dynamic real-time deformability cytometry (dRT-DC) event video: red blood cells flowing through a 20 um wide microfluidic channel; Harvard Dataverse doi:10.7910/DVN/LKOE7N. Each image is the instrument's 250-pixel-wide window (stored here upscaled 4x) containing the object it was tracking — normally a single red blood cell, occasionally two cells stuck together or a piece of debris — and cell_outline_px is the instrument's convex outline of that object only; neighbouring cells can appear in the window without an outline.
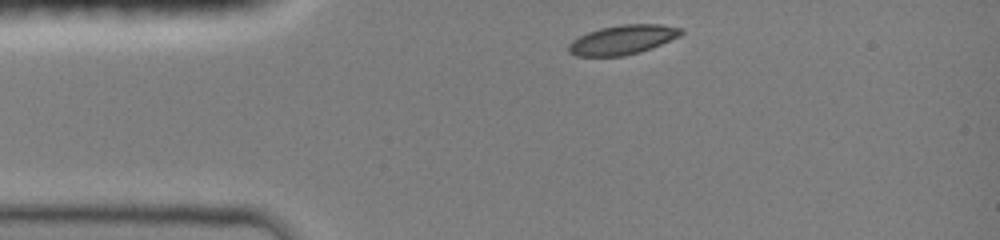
{"species": "common noctule bat (a hibernating species)", "species_latin": "Nyctalus noctula", "temperature_condition": "room temperature", "stored_images_in_passage": 11, "camera_frame_rate_fps": 3000, "um_per_image_px": 0.085, "animal": {"sex": "female", "body_mass_g": 19.0, "forearm_length_mm": 51.5}, "frame": {"image": 1, "passage_image": 1, "time_ms": 0.0, "image_size_px": [1000, 240], "cell_outline_px": [[684, 32], [680, 36], [652, 48], [640, 52], [624, 56], [576, 56], [568, 52], [568, 44], [572, 40], [588, 32], [600, 28], [620, 24], [660, 24], [684, 28]], "centroid_in_image_um": [52.94, 3.37], "position_along_channel_um": 32.1, "area_um2": 19.42}}
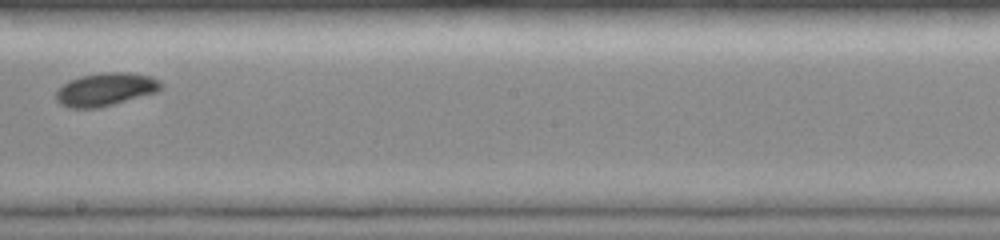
{"frame": {"image": 2, "passage_image": 7, "time_ms": 2.0, "image_size_px": [1000, 240], "cell_outline_px": [[164, 88], [156, 92], [100, 108], [68, 108], [60, 104], [56, 100], [56, 92], [68, 80], [80, 76], [100, 72], [128, 72], [152, 76], [160, 80], [164, 84]], "centroid_in_image_um": [9.0, 7.59], "position_along_channel_um": 239.2, "area_um2": 20.52}}
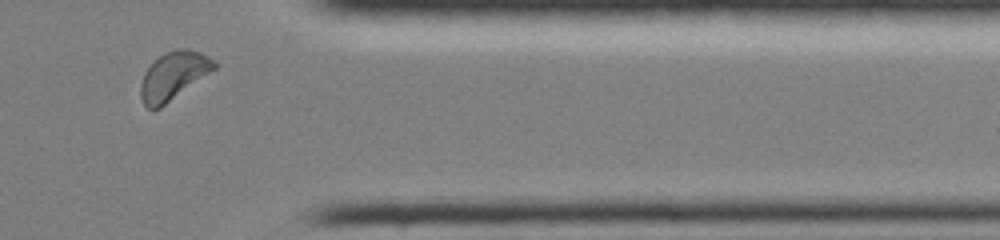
{"frame": {"image": 3, "passage_image": 11, "time_ms": 3.333, "image_size_px": [1000, 240], "cell_outline_px": [[216, 68], [160, 108], [148, 108], [144, 104], [140, 96], [140, 84], [144, 72], [164, 52], [180, 48], [188, 48], [200, 52], [216, 60]], "centroid_in_image_um": [14.75, 6.42], "position_along_channel_um": 396.7, "area_um2": 20.35}}